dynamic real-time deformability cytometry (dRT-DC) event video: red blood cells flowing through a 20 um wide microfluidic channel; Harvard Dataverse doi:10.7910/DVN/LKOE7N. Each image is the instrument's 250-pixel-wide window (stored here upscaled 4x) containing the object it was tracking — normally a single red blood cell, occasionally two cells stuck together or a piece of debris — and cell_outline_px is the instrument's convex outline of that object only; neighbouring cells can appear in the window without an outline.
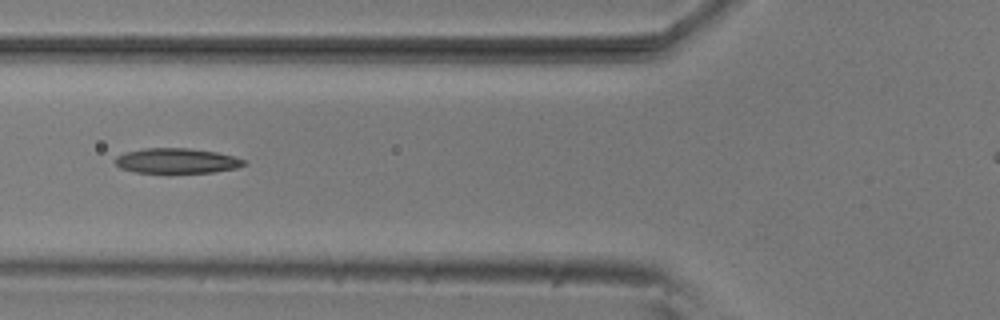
{"species": "common noctule bat (a hibernating species)", "species_latin": "Nyctalus noctula", "temperature_condition": "room temperature", "stored_images_in_passage": 5, "camera_frame_rate_fps": 3000, "um_per_image_px": 0.085, "animal": {"sex": "male", "body_mass_g": 20.5, "forearm_length_mm": 52.5}, "frame": {"image": 1, "passage_image": 5, "time_ms": 1.333, "image_size_px": [1000, 320], "cell_outline_px": [[248, 164], [236, 168], [212, 172], [136, 172], [120, 168], [112, 160], [116, 156], [124, 152], [144, 148], [188, 148], [216, 152], [248, 160]], "centroid_in_image_um": [15.01, 13.66], "position_along_channel_um": 110.8, "area_um2": 18.84}}